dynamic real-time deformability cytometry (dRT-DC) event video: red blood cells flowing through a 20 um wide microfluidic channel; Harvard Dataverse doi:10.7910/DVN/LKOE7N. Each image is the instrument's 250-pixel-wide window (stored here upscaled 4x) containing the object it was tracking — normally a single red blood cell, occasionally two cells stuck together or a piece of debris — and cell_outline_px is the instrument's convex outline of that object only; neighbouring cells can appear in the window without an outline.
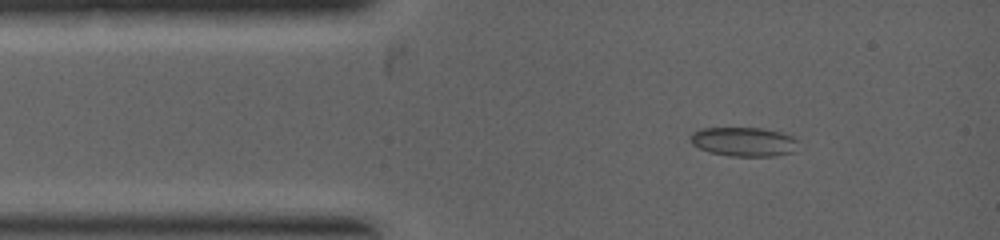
{"species": "common noctule bat (a hibernating species)", "species_latin": "Nyctalus noctula", "temperature_condition": "warm", "stored_images_in_passage": 4, "camera_frame_rate_fps": 5000, "um_per_image_px": 0.085, "animal": {"sex": "female", "body_mass_g": 19.0, "forearm_length_mm": 53.3}, "frame": {"image": 1, "passage_image": 2, "time_ms": 0.6, "image_size_px": [1000, 240], "cell_outline_px": [[800, 140], [792, 152], [776, 156], [728, 156], [708, 152], [692, 144], [688, 136], [692, 132], [700, 128], [760, 128], [780, 132], [792, 136]], "centroid_in_image_um": [63.19, 12.05], "position_along_channel_um": 21.8, "area_um2": 18.5}}
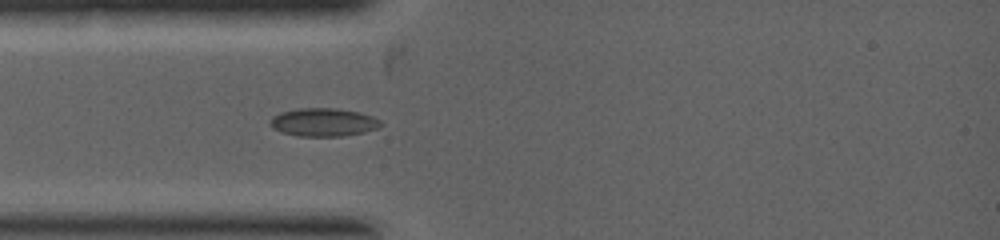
{"frame": {"image": 2, "passage_image": 4, "time_ms": 1.6, "image_size_px": [1000, 240], "cell_outline_px": [[384, 124], [376, 128], [364, 132], [340, 136], [296, 136], [280, 132], [268, 124], [268, 120], [272, 116], [280, 112], [300, 108], [336, 108], [360, 112], [372, 116], [380, 120]], "centroid_in_image_um": [27.45, 10.38], "position_along_channel_um": 57.5, "area_um2": 18.32}}